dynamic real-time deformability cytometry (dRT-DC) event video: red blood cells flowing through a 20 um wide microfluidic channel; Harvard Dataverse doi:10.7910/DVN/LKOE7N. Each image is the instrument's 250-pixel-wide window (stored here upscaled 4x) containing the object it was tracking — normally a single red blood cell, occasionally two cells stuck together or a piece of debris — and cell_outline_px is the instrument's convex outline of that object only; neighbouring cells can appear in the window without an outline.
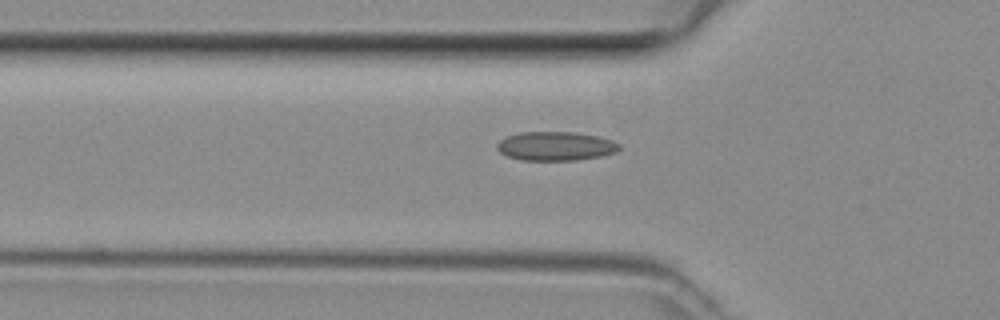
{"species": "common noctule bat (a hibernating species)", "species_latin": "Nyctalus noctula", "temperature_condition": "room temperature", "stored_images_in_passage": 46, "camera_frame_rate_fps": 3000, "um_per_image_px": 0.085, "animal": {"sex": "female", "body_mass_g": 29.2, "forearm_length_mm": 56.3}, "frame": {"image": 1, "passage_image": 16, "time_ms": 5.0, "image_size_px": [1000, 320], "cell_outline_px": [[620, 148], [616, 152], [604, 156], [576, 160], [520, 160], [508, 156], [500, 152], [496, 148], [496, 144], [500, 140], [508, 136], [520, 132], [572, 132], [596, 136], [612, 140], [620, 144]], "centroid_in_image_um": [47.23, 12.43], "position_along_channel_um": 78.6, "area_um2": 20.63}}
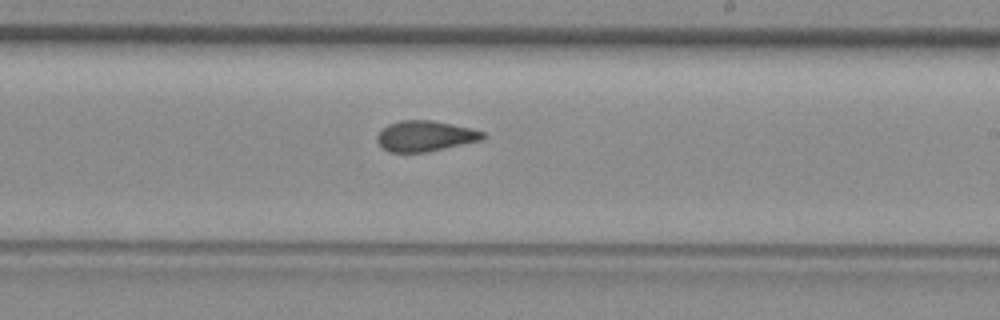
{"frame": {"image": 2, "passage_image": 28, "time_ms": 9.0, "image_size_px": [1000, 320], "cell_outline_px": [[488, 136], [484, 140], [428, 152], [388, 152], [376, 140], [376, 136], [388, 124], [400, 120], [428, 120], [468, 128], [484, 132]], "centroid_in_image_um": [36.16, 11.58], "position_along_channel_um": 252.8, "area_um2": 18.79}}
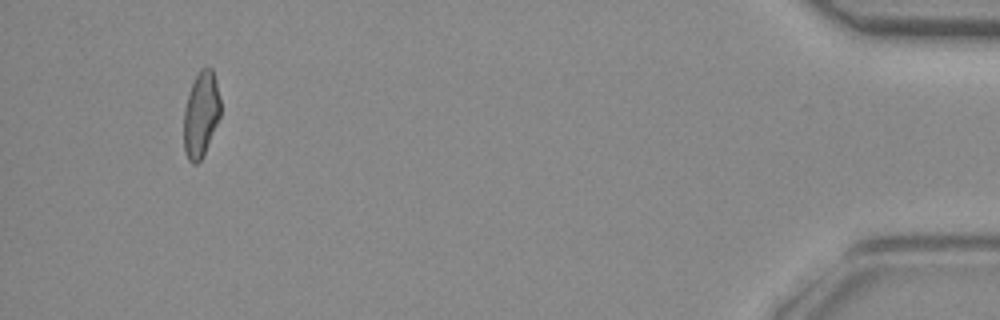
{"frame": {"image": 3, "passage_image": 45, "time_ms": 14.667, "image_size_px": [1000, 320], "cell_outline_px": [[220, 116], [204, 156], [196, 164], [192, 164], [188, 160], [184, 152], [184, 108], [192, 84], [200, 68], [212, 68], [216, 80], [220, 100]], "centroid_in_image_um": [17.08, 9.76], "position_along_channel_um": 418.1, "area_um2": 18.32}}